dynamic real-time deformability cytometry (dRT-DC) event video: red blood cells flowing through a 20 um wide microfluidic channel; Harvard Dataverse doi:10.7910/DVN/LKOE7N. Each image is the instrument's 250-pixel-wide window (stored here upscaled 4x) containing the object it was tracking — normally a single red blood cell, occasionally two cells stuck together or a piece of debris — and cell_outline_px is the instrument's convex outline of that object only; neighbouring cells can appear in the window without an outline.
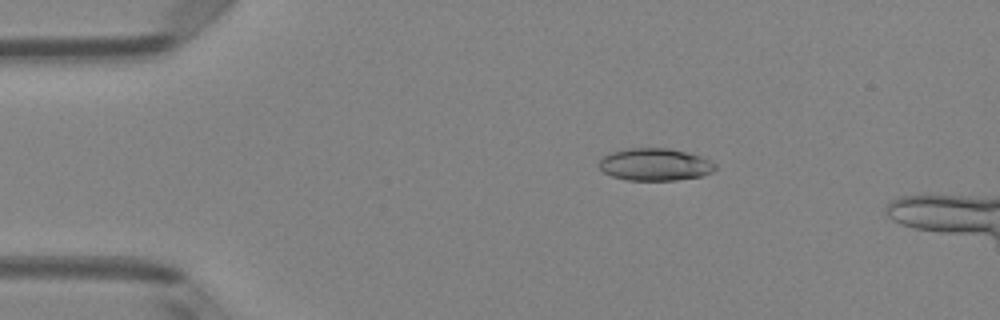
{"species": "Egyptian fruit bat (a non-hibernating species)", "species_latin": "Rousettus aegyptiacus", "temperature_condition": "room temperature", "stored_images_in_passage": 15, "camera_frame_rate_fps": 3000, "um_per_image_px": 0.085, "animal": {"sex": "female"}, "frame": {"image": 1, "passage_image": 9, "time_ms": 2.667, "image_size_px": [1000, 320], "cell_outline_px": [[716, 168], [712, 172], [700, 176], [676, 180], [628, 180], [612, 176], [604, 172], [596, 164], [604, 156], [612, 152], [628, 148], [668, 148], [688, 152], [712, 160], [716, 164]], "centroid_in_image_um": [55.68, 13.98], "position_along_channel_um": 29.3, "area_um2": 21.96}}